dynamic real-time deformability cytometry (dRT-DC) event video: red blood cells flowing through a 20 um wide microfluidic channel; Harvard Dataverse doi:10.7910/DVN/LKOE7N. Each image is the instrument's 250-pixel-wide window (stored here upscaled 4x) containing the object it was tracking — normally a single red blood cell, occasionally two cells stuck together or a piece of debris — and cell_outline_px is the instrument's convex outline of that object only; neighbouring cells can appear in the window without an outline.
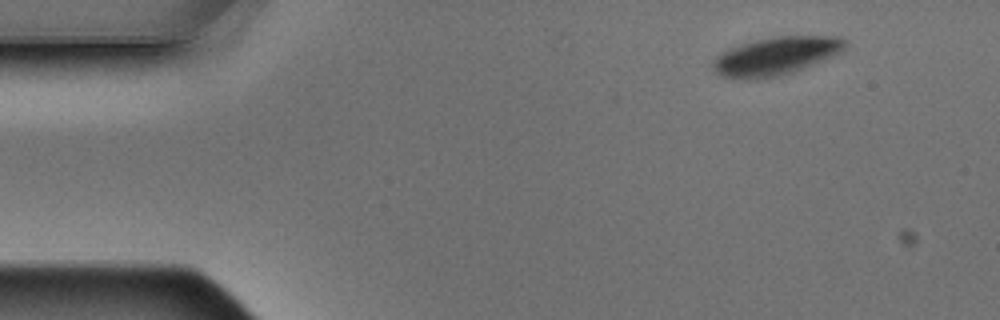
{"species": "Egyptian fruit bat (a non-hibernating species)", "species_latin": "Rousettus aegyptiacus", "temperature_condition": "warm", "stored_images_in_passage": 7, "camera_frame_rate_fps": 3000, "um_per_image_px": 0.085, "animal": {"sex": "male"}, "frame": {"image": 1, "passage_image": 1, "time_ms": 0.0, "image_size_px": [1000, 320], "cell_outline_px": [[848, 44], [840, 52], [832, 56], [792, 72], [780, 76], [720, 76], [712, 68], [712, 60], [720, 52], [728, 48], [740, 44], [772, 36], [840, 36], [848, 40]], "centroid_in_image_um": [65.98, 4.7], "position_along_channel_um": 19.0, "area_um2": 28.67}}
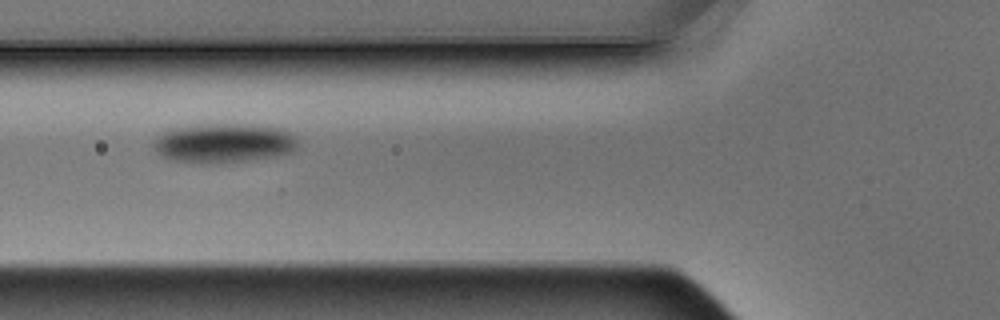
{"frame": {"image": 2, "passage_image": 5, "time_ms": 1.333, "image_size_px": [1000, 320], "cell_outline_px": [[296, 148], [292, 152], [276, 156], [248, 160], [200, 164], [172, 160], [160, 156], [156, 152], [152, 144], [156, 136], [164, 132], [176, 128], [208, 124], [240, 124], [276, 128], [288, 132], [296, 136]], "centroid_in_image_um": [18.97, 12.18], "position_along_channel_um": 106.8, "area_um2": 32.83}}
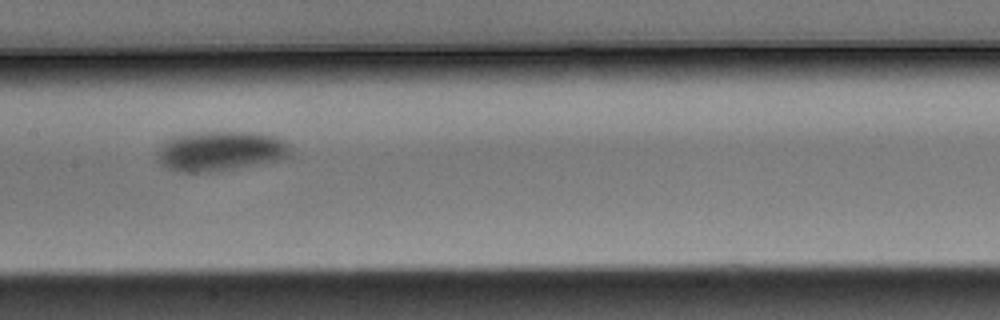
{"frame": {"image": 3, "passage_image": 7, "time_ms": 2.0, "image_size_px": [1000, 320], "cell_outline_px": [[292, 156], [280, 160], [208, 172], [180, 172], [168, 168], [156, 156], [156, 152], [160, 144], [164, 140], [172, 136], [192, 132], [256, 132], [276, 136], [284, 140], [288, 144]], "centroid_in_image_um": [18.72, 12.81], "position_along_channel_um": 188.7, "area_um2": 31.1}}